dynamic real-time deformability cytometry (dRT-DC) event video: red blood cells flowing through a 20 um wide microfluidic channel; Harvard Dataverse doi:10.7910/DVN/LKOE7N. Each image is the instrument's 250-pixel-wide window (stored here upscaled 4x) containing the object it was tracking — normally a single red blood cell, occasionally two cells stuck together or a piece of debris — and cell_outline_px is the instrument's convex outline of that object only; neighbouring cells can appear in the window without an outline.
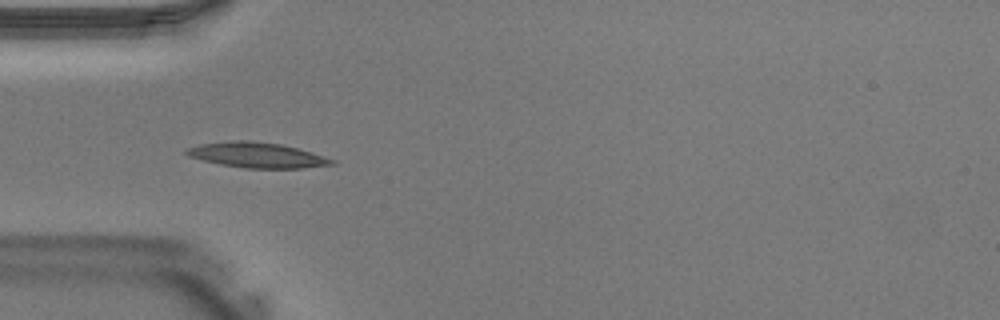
{"species": "Egyptian fruit bat (a non-hibernating species)", "species_latin": "Rousettus aegyptiacus", "temperature_condition": "warm", "stored_images_in_passage": 31, "camera_frame_rate_fps": 3000, "um_per_image_px": 0.085, "animal": {"sex": "male"}, "frame": {"image": 1, "passage_image": 3, "time_ms": 0.667, "image_size_px": [1000, 320], "cell_outline_px": [[336, 164], [300, 168], [244, 168], [220, 164], [188, 156], [184, 152], [184, 148], [200, 144], [232, 140], [248, 140], [280, 144], [312, 152], [336, 160]], "centroid_in_image_um": [21.82, 13.18], "position_along_channel_um": 63.2, "area_um2": 21.39}}
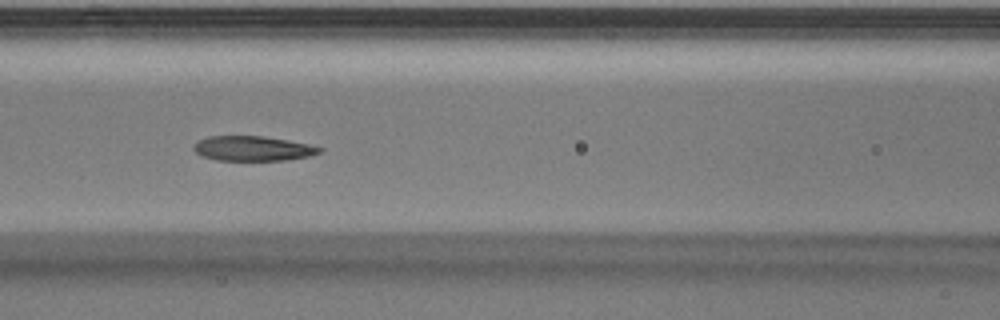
{"frame": {"image": 2, "passage_image": 8, "time_ms": 2.333, "image_size_px": [1000, 320], "cell_outline_px": [[324, 152], [308, 156], [284, 160], [216, 160], [200, 156], [192, 148], [200, 140], [208, 136], [264, 136], [288, 140], [308, 144], [324, 148]], "centroid_in_image_um": [21.51, 12.62], "position_along_channel_um": 145.1, "area_um2": 18.21}}
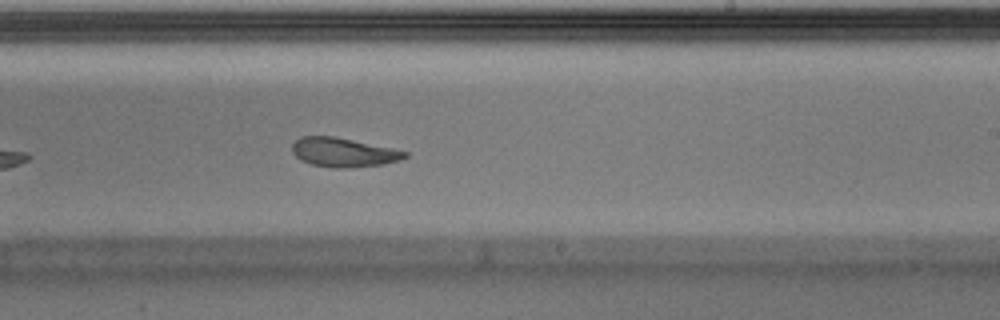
{"frame": {"image": 3, "passage_image": 15, "time_ms": 4.667, "image_size_px": [1000, 320], "cell_outline_px": [[408, 156], [400, 160], [380, 164], [352, 168], [336, 168], [312, 164], [300, 160], [292, 152], [292, 144], [300, 136], [336, 136], [392, 148], [408, 152]], "centroid_in_image_um": [29.18, 12.94], "position_along_channel_um": 259.8, "area_um2": 19.13}}